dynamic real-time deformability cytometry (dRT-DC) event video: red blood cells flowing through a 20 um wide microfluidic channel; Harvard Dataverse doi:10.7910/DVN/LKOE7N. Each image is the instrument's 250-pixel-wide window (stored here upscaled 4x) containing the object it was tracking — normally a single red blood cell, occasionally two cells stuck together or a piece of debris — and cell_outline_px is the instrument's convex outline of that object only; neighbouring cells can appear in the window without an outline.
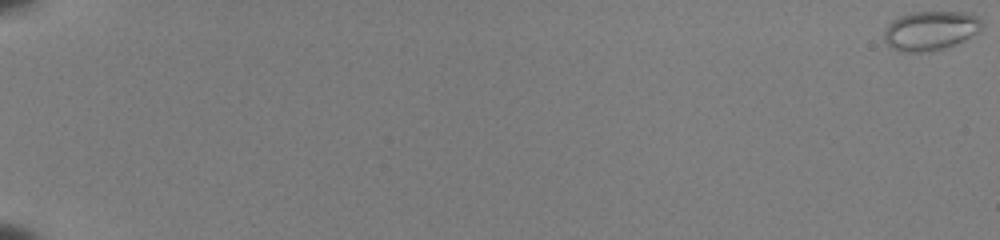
{"species": "common noctule bat (a hibernating species)", "species_latin": "Nyctalus noctula", "temperature_condition": "room temperature", "stored_images_in_passage": 55, "camera_frame_rate_fps": 3000, "um_per_image_px": 0.085, "animal": {"sex": "female", "body_mass_g": 22.0, "forearm_length_mm": 56.7}, "frame": {"image": 1, "passage_image": 1, "time_ms": 0.0, "image_size_px": [1000, 240], "cell_outline_px": [[984, 24], [976, 32], [944, 48], [928, 52], [900, 52], [888, 48], [884, 40], [884, 28], [892, 20], [900, 16], [912, 12], [972, 12]], "centroid_in_image_um": [79.0, 2.6], "position_along_channel_um": 6.0, "area_um2": 22.37}}
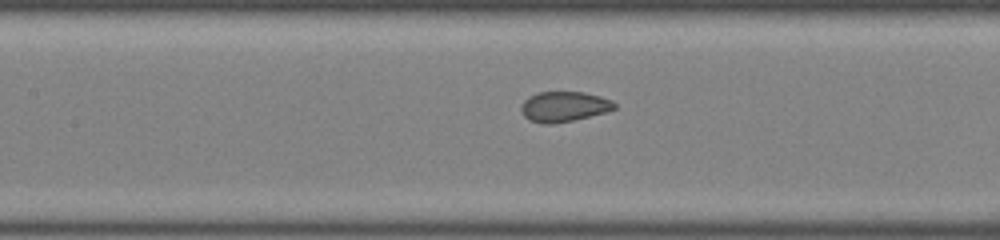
{"frame": {"image": 2, "passage_image": 30, "time_ms": 9.667, "image_size_px": [1000, 240], "cell_outline_px": [[616, 108], [604, 112], [572, 120], [552, 124], [540, 124], [528, 120], [524, 116], [520, 108], [520, 104], [528, 96], [536, 92], [584, 92], [600, 96], [612, 100], [616, 104]], "centroid_in_image_um": [47.88, 9.05], "position_along_channel_um": 159.5, "area_um2": 16.53}}
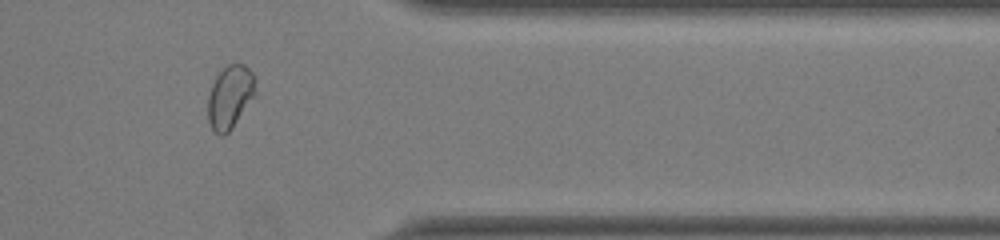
{"frame": {"image": 3, "passage_image": 48, "time_ms": 15.667, "image_size_px": [1000, 240], "cell_outline_px": [[256, 92], [232, 128], [224, 136], [220, 136], [212, 128], [208, 120], [208, 96], [212, 84], [216, 76], [228, 64], [244, 64], [252, 72], [256, 80]], "centroid_in_image_um": [19.55, 8.23], "position_along_channel_um": 391.8, "area_um2": 17.34}, "authors_computed_cell_mechanics": {"area_um2": 19.0162, "velocity_mm_per_s": 3.9888, "shape_relaxation_time_tau1_ms": 3.4735, "shape_relaxation_time_tau2_ms": null, "deformation_change_tau1": 0.1147, "deformation_change_tau2": null}}